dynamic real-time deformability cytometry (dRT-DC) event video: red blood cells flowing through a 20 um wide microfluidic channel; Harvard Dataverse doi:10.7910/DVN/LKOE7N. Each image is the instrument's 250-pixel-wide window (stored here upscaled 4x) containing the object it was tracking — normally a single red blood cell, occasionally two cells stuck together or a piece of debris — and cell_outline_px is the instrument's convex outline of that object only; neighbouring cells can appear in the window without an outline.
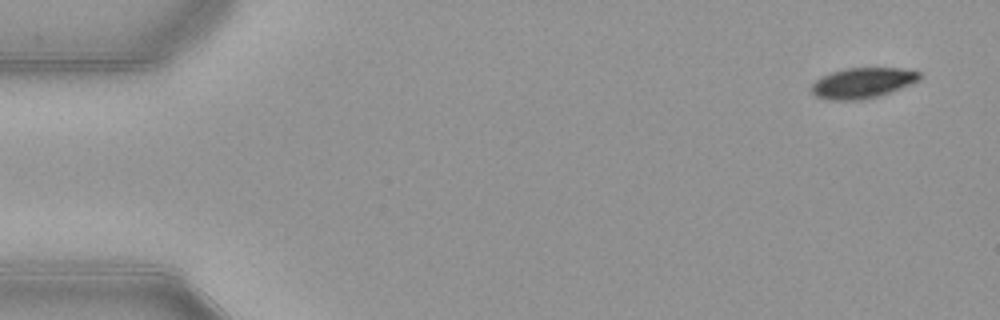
{"species": "common noctule bat (a hibernating species)", "species_latin": "Nyctalus noctula", "temperature_condition": "warm", "stored_images_in_passage": 51, "camera_frame_rate_fps": 3000, "um_per_image_px": 0.085, "animal": {"sex": "female", "body_mass_g": 21.9}, "frame": {"image": 1, "passage_image": 1, "time_ms": 0.0, "image_size_px": [1000, 320], "cell_outline_px": [[920, 80], [912, 84], [892, 92], [880, 96], [864, 100], [824, 100], [816, 96], [812, 92], [812, 84], [816, 80], [832, 72], [848, 68], [900, 68], [920, 72]], "centroid_in_image_um": [73.34, 7.07], "position_along_channel_um": 11.7, "area_um2": 19.31}}
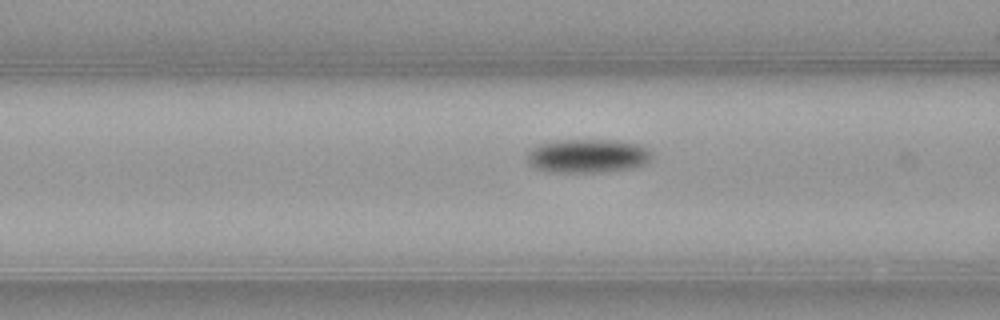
{"frame": {"image": 2, "passage_image": 19, "time_ms": 6.0, "image_size_px": [1000, 320], "cell_outline_px": [[652, 156], [644, 164], [632, 168], [600, 172], [548, 172], [536, 168], [528, 164], [528, 152], [544, 144], [564, 140], [616, 140], [636, 144], [644, 148]], "centroid_in_image_um": [49.94, 13.27], "position_along_channel_um": 116.7, "area_um2": 23.93}}
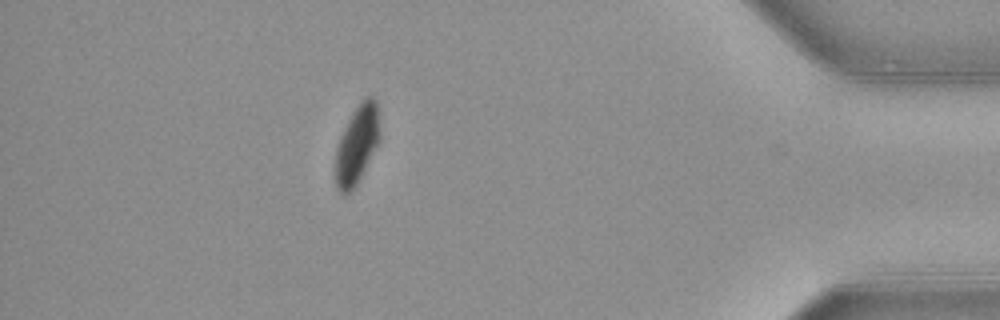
{"frame": {"image": 3, "passage_image": 45, "time_ms": 14.667, "image_size_px": [1000, 320], "cell_outline_px": [[380, 136], [356, 184], [344, 196], [336, 188], [336, 148], [340, 136], [348, 120], [364, 96], [372, 96], [376, 100], [380, 132]], "centroid_in_image_um": [30.32, 12.25], "position_along_channel_um": 404.9, "area_um2": 19.59}, "authors_computed_cell_mechanics": {"area_um2": 21.8484, "velocity_mm_per_s": 3.896, "shape_relaxation_time_tau1_ms": 2.093, "shape_relaxation_time_tau2_ms": null, "deformation_change_tau1": 0.1036, "deformation_change_tau2": null}}